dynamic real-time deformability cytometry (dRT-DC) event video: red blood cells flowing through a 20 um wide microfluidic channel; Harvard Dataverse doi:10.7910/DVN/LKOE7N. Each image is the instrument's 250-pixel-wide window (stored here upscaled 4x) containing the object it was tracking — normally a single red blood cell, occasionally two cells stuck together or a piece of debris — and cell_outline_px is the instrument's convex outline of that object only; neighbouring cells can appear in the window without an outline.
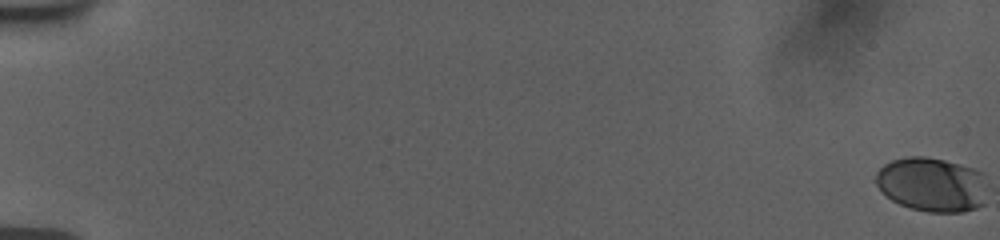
{"species": "human", "species_latin": "Homo sapiens", "temperature_condition": "room temperature", "stored_images_in_passage": 58, "camera_frame_rate_fps": 3000, "um_per_image_px": 0.085, "donor": {"sex": "female"}, "frame": {"image": 1, "passage_image": 1, "time_ms": 0.0, "image_size_px": [1000, 240], "cell_outline_px": [[984, 204], [976, 208], [964, 212], [928, 212], [912, 208], [900, 204], [892, 200], [876, 184], [876, 172], [884, 164], [892, 160], [908, 156], [924, 156], [944, 160], [960, 164], [984, 172]], "centroid_in_image_um": [79.22, 15.67], "position_along_channel_um": 5.8, "area_um2": 35.2}}
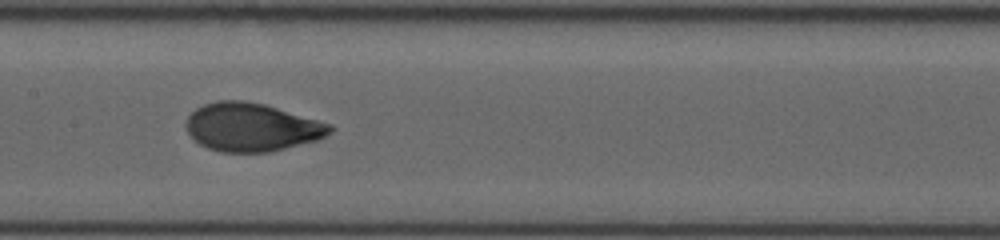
{"frame": {"image": 2, "passage_image": 32, "time_ms": 10.333, "image_size_px": [1000, 240], "cell_outline_px": [[336, 128], [332, 132], [316, 140], [268, 152], [220, 152], [208, 148], [200, 144], [188, 132], [184, 124], [188, 116], [196, 108], [204, 104], [216, 100], [244, 100], [264, 104], [332, 124]], "centroid_in_image_um": [21.38, 10.8], "position_along_channel_um": 186.0, "area_um2": 40.4}}
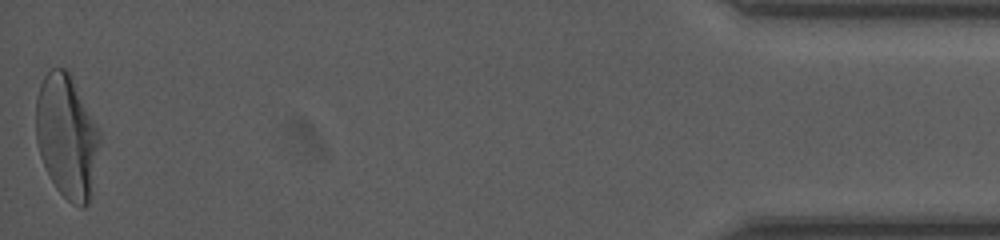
{"frame": {"image": 3, "passage_image": 58, "time_ms": 19.0, "image_size_px": [1000, 240], "cell_outline_px": [[100, 144], [88, 204], [84, 208], [80, 208], [72, 204], [56, 188], [40, 156], [36, 140], [36, 96], [40, 84], [44, 76], [52, 68], [64, 68], [68, 72], [100, 132]], "centroid_in_image_um": [5.66, 11.61], "position_along_channel_um": 429.5, "area_um2": 45.2}, "authors_computed_cell_mechanics": {"area_um2": 39.4774, "velocity_mm_per_s": 3.7569, "shape_relaxation_time_tau1_ms": 3.8305, "shape_relaxation_time_tau2_ms": null, "deformation_change_tau1": 0.1749, "deformation_change_tau2": null}}